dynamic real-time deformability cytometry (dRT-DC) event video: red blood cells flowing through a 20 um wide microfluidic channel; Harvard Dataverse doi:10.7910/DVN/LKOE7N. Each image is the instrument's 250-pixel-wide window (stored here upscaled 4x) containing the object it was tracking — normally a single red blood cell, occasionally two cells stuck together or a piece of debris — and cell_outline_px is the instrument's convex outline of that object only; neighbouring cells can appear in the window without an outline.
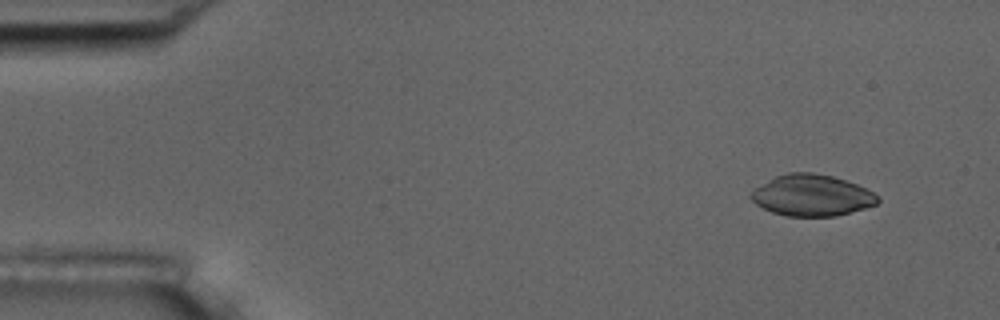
{"species": "common noctule bat (a hibernating species)", "species_latin": "Nyctalus noctula", "temperature_condition": "room temperature", "stored_images_in_passage": 3, "camera_frame_rate_fps": 3000, "um_per_image_px": 0.085, "animal": {"sex": "male", "body_mass_g": 17.5, "forearm_length_mm": 52.3}, "frame": {"image": 1, "passage_image": 1, "time_ms": 0.0, "image_size_px": [1000, 320], "cell_outline_px": [[880, 200], [876, 204], [864, 208], [836, 216], [788, 216], [772, 212], [756, 204], [748, 196], [756, 188], [776, 176], [788, 172], [812, 172], [832, 176], [856, 184], [880, 196]], "centroid_in_image_um": [69.01, 16.6], "position_along_channel_um": 16.0, "area_um2": 30.23}}
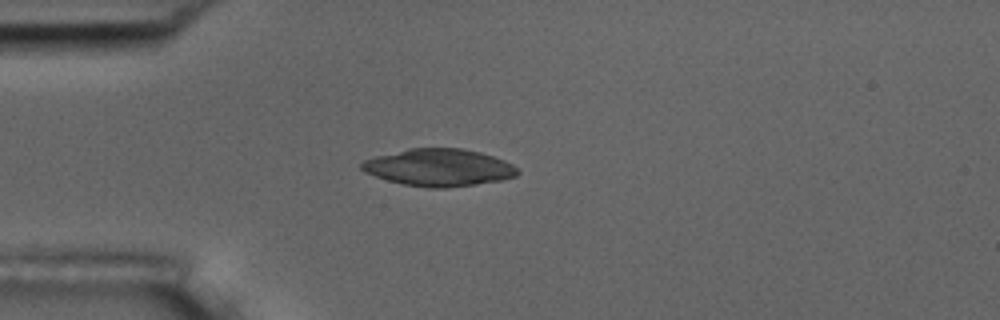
{"frame": {"image": 2, "passage_image": 3, "time_ms": 3.333, "image_size_px": [1000, 320], "cell_outline_px": [[520, 172], [516, 176], [500, 180], [476, 184], [444, 188], [428, 188], [404, 184], [388, 180], [364, 172], [360, 168], [360, 164], [364, 160], [376, 156], [408, 148], [464, 148], [480, 152], [504, 160], [512, 164]], "centroid_in_image_um": [37.3, 14.23], "position_along_channel_um": 47.7, "area_um2": 33.76}}